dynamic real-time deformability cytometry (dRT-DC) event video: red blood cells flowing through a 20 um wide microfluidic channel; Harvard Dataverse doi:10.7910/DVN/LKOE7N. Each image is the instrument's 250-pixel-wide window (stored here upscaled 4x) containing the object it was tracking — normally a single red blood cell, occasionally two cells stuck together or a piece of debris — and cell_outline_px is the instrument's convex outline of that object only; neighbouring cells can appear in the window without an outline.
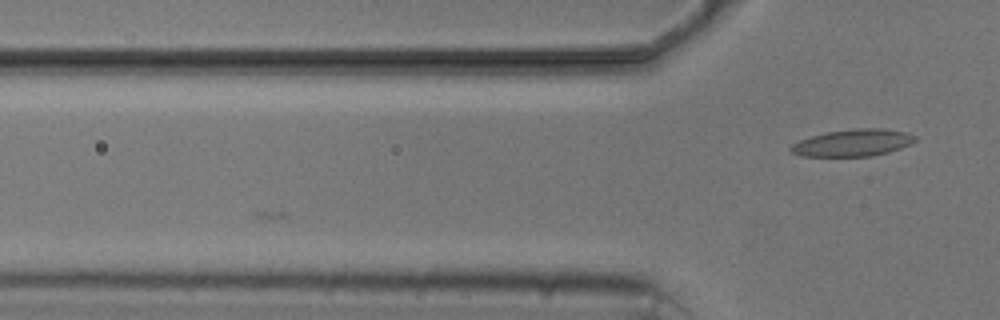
{"species": "common noctule bat (a hibernating species)", "species_latin": "Nyctalus noctula", "temperature_condition": "cold", "stored_images_in_passage": 2, "camera_frame_rate_fps": 3000, "um_per_image_px": 0.085, "animal": {"sex": "male", "body_mass_g": 20.5, "forearm_length_mm": 52.5}, "frame": {"image": 1, "passage_image": 2, "time_ms": 1.0, "image_size_px": [1000, 320], "cell_outline_px": [[916, 140], [900, 148], [888, 152], [872, 156], [800, 156], [792, 152], [788, 148], [792, 144], [800, 140], [812, 136], [828, 132], [856, 128], [884, 128], [908, 132], [916, 136]], "centroid_in_image_um": [72.5, 12.13], "position_along_channel_um": 53.3, "area_um2": 19.48}}